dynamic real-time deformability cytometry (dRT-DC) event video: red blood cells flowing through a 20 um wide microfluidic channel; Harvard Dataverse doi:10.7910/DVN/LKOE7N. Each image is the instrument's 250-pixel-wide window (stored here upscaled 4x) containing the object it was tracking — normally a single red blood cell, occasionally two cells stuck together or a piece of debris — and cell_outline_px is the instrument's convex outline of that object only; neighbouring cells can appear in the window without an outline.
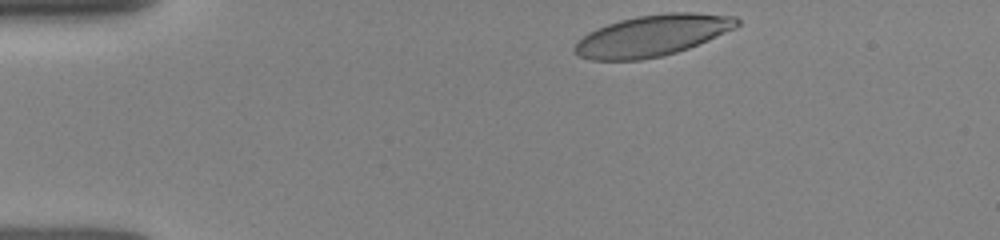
{"species": "human", "species_latin": "Homo sapiens", "temperature_condition": "room temperature", "stored_images_in_passage": 38, "camera_frame_rate_fps": 3000, "um_per_image_px": 0.085, "donor": {"sex": "female"}, "frame": {"image": 1, "passage_image": 1, "time_ms": 0.0, "image_size_px": [1000, 240], "cell_outline_px": [[740, 24], [736, 28], [708, 40], [688, 48], [676, 52], [660, 56], [640, 60], [592, 60], [580, 56], [572, 52], [572, 48], [576, 40], [588, 32], [596, 28], [620, 20], [636, 16], [664, 12], [692, 12], [736, 16], [740, 20]], "centroid_in_image_um": [55.43, 3.01], "position_along_channel_um": 29.6, "area_um2": 39.3}}
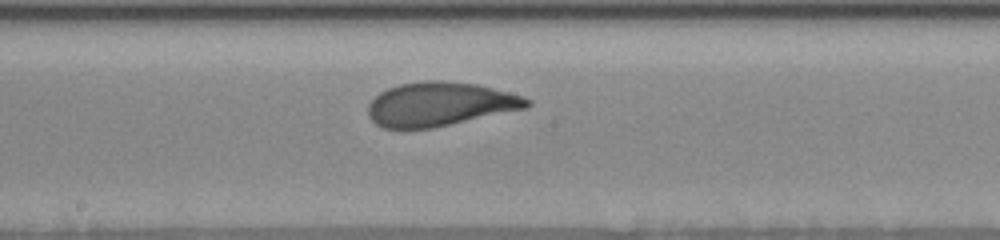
{"frame": {"image": 2, "passage_image": 20, "time_ms": 6.0, "image_size_px": [1000, 240], "cell_outline_px": [[532, 104], [528, 108], [432, 128], [380, 128], [368, 116], [368, 104], [380, 92], [388, 88], [400, 84], [420, 80], [440, 80], [476, 84], [524, 96], [532, 100]], "centroid_in_image_um": [37.4, 8.85], "position_along_channel_um": 210.8, "area_um2": 40.81}}
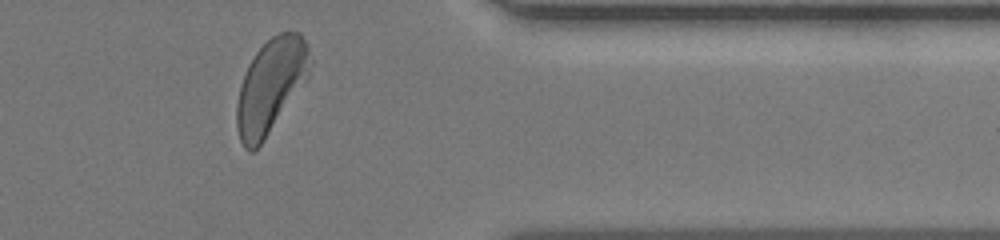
{"frame": {"image": 3, "passage_image": 34, "time_ms": 10.667, "image_size_px": [1000, 240], "cell_outline_px": [[312, 60], [308, 76], [264, 140], [252, 152], [248, 152], [244, 148], [240, 140], [236, 128], [236, 104], [240, 84], [248, 64], [256, 52], [272, 36], [288, 28], [292, 28], [300, 32], [308, 44]], "centroid_in_image_um": [23.01, 7.25], "position_along_channel_um": 388.4, "area_um2": 40.34}}